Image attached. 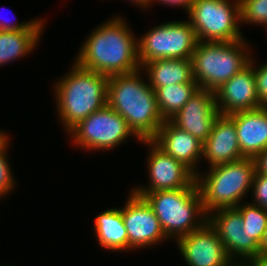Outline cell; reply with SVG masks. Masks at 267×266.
I'll list each match as a JSON object with an SVG mask.
<instances>
[{"label":"cell","instance_id":"obj_1","mask_svg":"<svg viewBox=\"0 0 267 266\" xmlns=\"http://www.w3.org/2000/svg\"><path fill=\"white\" fill-rule=\"evenodd\" d=\"M124 18L116 16L90 32L75 62L107 77L141 69L137 39Z\"/></svg>","mask_w":267,"mask_h":266},{"label":"cell","instance_id":"obj_2","mask_svg":"<svg viewBox=\"0 0 267 266\" xmlns=\"http://www.w3.org/2000/svg\"><path fill=\"white\" fill-rule=\"evenodd\" d=\"M110 76L107 105L118 112L140 140H152L164 123L155 91L144 81L141 72ZM142 78V79H141Z\"/></svg>","mask_w":267,"mask_h":266},{"label":"cell","instance_id":"obj_3","mask_svg":"<svg viewBox=\"0 0 267 266\" xmlns=\"http://www.w3.org/2000/svg\"><path fill=\"white\" fill-rule=\"evenodd\" d=\"M54 85L57 114L65 132L107 105L106 75L84 69L76 62Z\"/></svg>","mask_w":267,"mask_h":266},{"label":"cell","instance_id":"obj_4","mask_svg":"<svg viewBox=\"0 0 267 266\" xmlns=\"http://www.w3.org/2000/svg\"><path fill=\"white\" fill-rule=\"evenodd\" d=\"M134 193L150 205L169 240H177L207 222L196 181L189 188Z\"/></svg>","mask_w":267,"mask_h":266},{"label":"cell","instance_id":"obj_5","mask_svg":"<svg viewBox=\"0 0 267 266\" xmlns=\"http://www.w3.org/2000/svg\"><path fill=\"white\" fill-rule=\"evenodd\" d=\"M255 161L251 157L209 167L207 172L196 174L205 213L224 208H234L243 203L251 190L255 174Z\"/></svg>","mask_w":267,"mask_h":266},{"label":"cell","instance_id":"obj_6","mask_svg":"<svg viewBox=\"0 0 267 266\" xmlns=\"http://www.w3.org/2000/svg\"><path fill=\"white\" fill-rule=\"evenodd\" d=\"M246 39L232 42L199 41L191 56L194 81L199 89L215 91L246 68L252 55Z\"/></svg>","mask_w":267,"mask_h":266},{"label":"cell","instance_id":"obj_7","mask_svg":"<svg viewBox=\"0 0 267 266\" xmlns=\"http://www.w3.org/2000/svg\"><path fill=\"white\" fill-rule=\"evenodd\" d=\"M188 15L198 41L232 42L245 39L239 28V0H194Z\"/></svg>","mask_w":267,"mask_h":266},{"label":"cell","instance_id":"obj_8","mask_svg":"<svg viewBox=\"0 0 267 266\" xmlns=\"http://www.w3.org/2000/svg\"><path fill=\"white\" fill-rule=\"evenodd\" d=\"M198 42L189 20L156 25L137 40L140 66L157 59H191Z\"/></svg>","mask_w":267,"mask_h":266},{"label":"cell","instance_id":"obj_9","mask_svg":"<svg viewBox=\"0 0 267 266\" xmlns=\"http://www.w3.org/2000/svg\"><path fill=\"white\" fill-rule=\"evenodd\" d=\"M71 142L80 149L101 151L126 144L129 136L141 141L130 129L127 121L108 105L83 119L68 133Z\"/></svg>","mask_w":267,"mask_h":266},{"label":"cell","instance_id":"obj_10","mask_svg":"<svg viewBox=\"0 0 267 266\" xmlns=\"http://www.w3.org/2000/svg\"><path fill=\"white\" fill-rule=\"evenodd\" d=\"M207 222L235 264L245 265L259 256L260 245L243 229V218L235 207L212 211L207 215Z\"/></svg>","mask_w":267,"mask_h":266},{"label":"cell","instance_id":"obj_11","mask_svg":"<svg viewBox=\"0 0 267 266\" xmlns=\"http://www.w3.org/2000/svg\"><path fill=\"white\" fill-rule=\"evenodd\" d=\"M150 147L147 155L148 185L136 186L133 192H156L189 188L196 181V174L182 162L160 149L152 140H141Z\"/></svg>","mask_w":267,"mask_h":266},{"label":"cell","instance_id":"obj_12","mask_svg":"<svg viewBox=\"0 0 267 266\" xmlns=\"http://www.w3.org/2000/svg\"><path fill=\"white\" fill-rule=\"evenodd\" d=\"M128 236V250L152 247L168 240L147 201L132 190L120 208Z\"/></svg>","mask_w":267,"mask_h":266},{"label":"cell","instance_id":"obj_13","mask_svg":"<svg viewBox=\"0 0 267 266\" xmlns=\"http://www.w3.org/2000/svg\"><path fill=\"white\" fill-rule=\"evenodd\" d=\"M189 266H234L216 231L206 222L201 228L183 235L176 242Z\"/></svg>","mask_w":267,"mask_h":266},{"label":"cell","instance_id":"obj_14","mask_svg":"<svg viewBox=\"0 0 267 266\" xmlns=\"http://www.w3.org/2000/svg\"><path fill=\"white\" fill-rule=\"evenodd\" d=\"M218 115L215 92L198 89L170 121L204 143Z\"/></svg>","mask_w":267,"mask_h":266},{"label":"cell","instance_id":"obj_15","mask_svg":"<svg viewBox=\"0 0 267 266\" xmlns=\"http://www.w3.org/2000/svg\"><path fill=\"white\" fill-rule=\"evenodd\" d=\"M214 92L217 110L221 115L261 107L253 67L250 64Z\"/></svg>","mask_w":267,"mask_h":266},{"label":"cell","instance_id":"obj_16","mask_svg":"<svg viewBox=\"0 0 267 266\" xmlns=\"http://www.w3.org/2000/svg\"><path fill=\"white\" fill-rule=\"evenodd\" d=\"M202 157L210 168L244 158L238 144L235 123L228 115L219 114L215 119L211 133L203 143Z\"/></svg>","mask_w":267,"mask_h":266},{"label":"cell","instance_id":"obj_17","mask_svg":"<svg viewBox=\"0 0 267 266\" xmlns=\"http://www.w3.org/2000/svg\"><path fill=\"white\" fill-rule=\"evenodd\" d=\"M152 141L166 154L197 174L199 171L197 165L202 160L203 148V143L197 138L175 126L170 120H166Z\"/></svg>","mask_w":267,"mask_h":266},{"label":"cell","instance_id":"obj_18","mask_svg":"<svg viewBox=\"0 0 267 266\" xmlns=\"http://www.w3.org/2000/svg\"><path fill=\"white\" fill-rule=\"evenodd\" d=\"M235 123L238 144L244 157L254 158L267 148V107L228 115Z\"/></svg>","mask_w":267,"mask_h":266},{"label":"cell","instance_id":"obj_19","mask_svg":"<svg viewBox=\"0 0 267 266\" xmlns=\"http://www.w3.org/2000/svg\"><path fill=\"white\" fill-rule=\"evenodd\" d=\"M141 70L148 75L146 81L154 91L163 86L196 83L191 59H157L144 64Z\"/></svg>","mask_w":267,"mask_h":266},{"label":"cell","instance_id":"obj_20","mask_svg":"<svg viewBox=\"0 0 267 266\" xmlns=\"http://www.w3.org/2000/svg\"><path fill=\"white\" fill-rule=\"evenodd\" d=\"M44 19H38L28 30L0 31V67L29 55L37 48L44 30Z\"/></svg>","mask_w":267,"mask_h":266},{"label":"cell","instance_id":"obj_21","mask_svg":"<svg viewBox=\"0 0 267 266\" xmlns=\"http://www.w3.org/2000/svg\"><path fill=\"white\" fill-rule=\"evenodd\" d=\"M93 229L103 249L128 251V236L120 208H109L98 214Z\"/></svg>","mask_w":267,"mask_h":266},{"label":"cell","instance_id":"obj_22","mask_svg":"<svg viewBox=\"0 0 267 266\" xmlns=\"http://www.w3.org/2000/svg\"><path fill=\"white\" fill-rule=\"evenodd\" d=\"M199 89L197 83L163 86L155 90L157 106L164 121L170 120Z\"/></svg>","mask_w":267,"mask_h":266},{"label":"cell","instance_id":"obj_23","mask_svg":"<svg viewBox=\"0 0 267 266\" xmlns=\"http://www.w3.org/2000/svg\"><path fill=\"white\" fill-rule=\"evenodd\" d=\"M235 208L243 218V229L260 245L267 227V210L251 202H243Z\"/></svg>","mask_w":267,"mask_h":266},{"label":"cell","instance_id":"obj_24","mask_svg":"<svg viewBox=\"0 0 267 266\" xmlns=\"http://www.w3.org/2000/svg\"><path fill=\"white\" fill-rule=\"evenodd\" d=\"M240 23L265 25L267 30V0H239Z\"/></svg>","mask_w":267,"mask_h":266},{"label":"cell","instance_id":"obj_25","mask_svg":"<svg viewBox=\"0 0 267 266\" xmlns=\"http://www.w3.org/2000/svg\"><path fill=\"white\" fill-rule=\"evenodd\" d=\"M9 144L0 151V199L10 194L15 188L16 179L14 178V172H12L11 164L7 155V147Z\"/></svg>","mask_w":267,"mask_h":266},{"label":"cell","instance_id":"obj_26","mask_svg":"<svg viewBox=\"0 0 267 266\" xmlns=\"http://www.w3.org/2000/svg\"><path fill=\"white\" fill-rule=\"evenodd\" d=\"M251 193L253 195L251 203L267 210V175L255 171Z\"/></svg>","mask_w":267,"mask_h":266},{"label":"cell","instance_id":"obj_27","mask_svg":"<svg viewBox=\"0 0 267 266\" xmlns=\"http://www.w3.org/2000/svg\"><path fill=\"white\" fill-rule=\"evenodd\" d=\"M253 59L252 57L249 64L253 67L260 106L267 107V61L256 67Z\"/></svg>","mask_w":267,"mask_h":266},{"label":"cell","instance_id":"obj_28","mask_svg":"<svg viewBox=\"0 0 267 266\" xmlns=\"http://www.w3.org/2000/svg\"><path fill=\"white\" fill-rule=\"evenodd\" d=\"M39 18L32 19L30 21H22L18 22L15 21L7 22V20H0V31H21V30H28Z\"/></svg>","mask_w":267,"mask_h":266},{"label":"cell","instance_id":"obj_29","mask_svg":"<svg viewBox=\"0 0 267 266\" xmlns=\"http://www.w3.org/2000/svg\"><path fill=\"white\" fill-rule=\"evenodd\" d=\"M253 159L255 161L256 172L267 175V148L258 153Z\"/></svg>","mask_w":267,"mask_h":266},{"label":"cell","instance_id":"obj_30","mask_svg":"<svg viewBox=\"0 0 267 266\" xmlns=\"http://www.w3.org/2000/svg\"><path fill=\"white\" fill-rule=\"evenodd\" d=\"M153 1L159 2V4L162 3L164 5L166 4L169 6H182L184 8L183 10L187 11V13L189 12V9L192 3L194 2V0H151V4H154Z\"/></svg>","mask_w":267,"mask_h":266},{"label":"cell","instance_id":"obj_31","mask_svg":"<svg viewBox=\"0 0 267 266\" xmlns=\"http://www.w3.org/2000/svg\"><path fill=\"white\" fill-rule=\"evenodd\" d=\"M246 265L247 266H267V256H258L257 258L250 260Z\"/></svg>","mask_w":267,"mask_h":266},{"label":"cell","instance_id":"obj_32","mask_svg":"<svg viewBox=\"0 0 267 266\" xmlns=\"http://www.w3.org/2000/svg\"><path fill=\"white\" fill-rule=\"evenodd\" d=\"M259 256H267V227L264 232L263 239L260 243Z\"/></svg>","mask_w":267,"mask_h":266},{"label":"cell","instance_id":"obj_33","mask_svg":"<svg viewBox=\"0 0 267 266\" xmlns=\"http://www.w3.org/2000/svg\"><path fill=\"white\" fill-rule=\"evenodd\" d=\"M9 134H6L4 130H0V151L3 150L8 144H11L9 141Z\"/></svg>","mask_w":267,"mask_h":266},{"label":"cell","instance_id":"obj_34","mask_svg":"<svg viewBox=\"0 0 267 266\" xmlns=\"http://www.w3.org/2000/svg\"><path fill=\"white\" fill-rule=\"evenodd\" d=\"M132 4H136L139 8L147 9L151 5V0H130Z\"/></svg>","mask_w":267,"mask_h":266},{"label":"cell","instance_id":"obj_35","mask_svg":"<svg viewBox=\"0 0 267 266\" xmlns=\"http://www.w3.org/2000/svg\"><path fill=\"white\" fill-rule=\"evenodd\" d=\"M234 266H247V265L246 264L245 265L235 264Z\"/></svg>","mask_w":267,"mask_h":266}]
</instances>
